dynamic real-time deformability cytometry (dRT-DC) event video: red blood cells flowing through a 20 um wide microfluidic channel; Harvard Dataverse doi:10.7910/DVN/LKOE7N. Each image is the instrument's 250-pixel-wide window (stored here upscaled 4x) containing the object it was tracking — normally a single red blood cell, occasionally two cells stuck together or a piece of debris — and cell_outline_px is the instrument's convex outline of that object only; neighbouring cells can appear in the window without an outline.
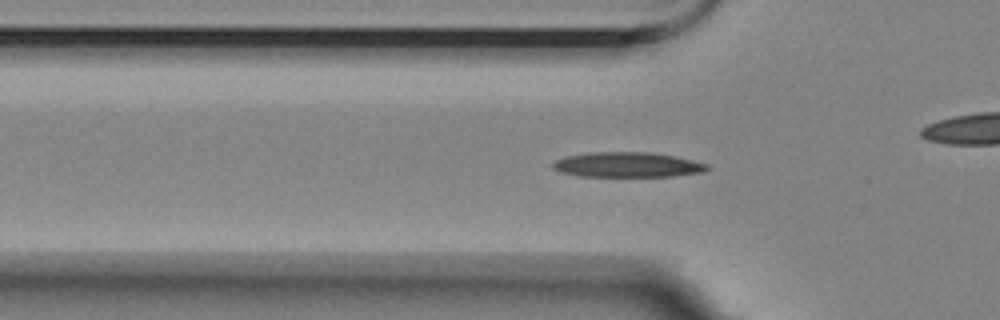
{"species": "Egyptian fruit bat (a non-hibernating species)", "species_latin": "Rousettus aegyptiacus", "temperature_condition": "room temperature", "stored_images_in_passage": 50, "camera_frame_rate_fps": 3000, "um_per_image_px": 0.085, "animal": {"sex": "female"}, "frame": {"image": 1, "passage_image": 17, "time_ms": 5.333, "image_size_px": [1000, 320], "cell_outline_px": [[712, 168], [704, 172], [672, 176], [580, 176], [560, 172], [552, 168], [552, 164], [556, 160], [568, 156], [588, 152], [652, 152], [692, 160], [708, 164]], "centroid_in_image_um": [53.35, 14.0], "position_along_channel_um": 72.5, "area_um2": 22.48}}
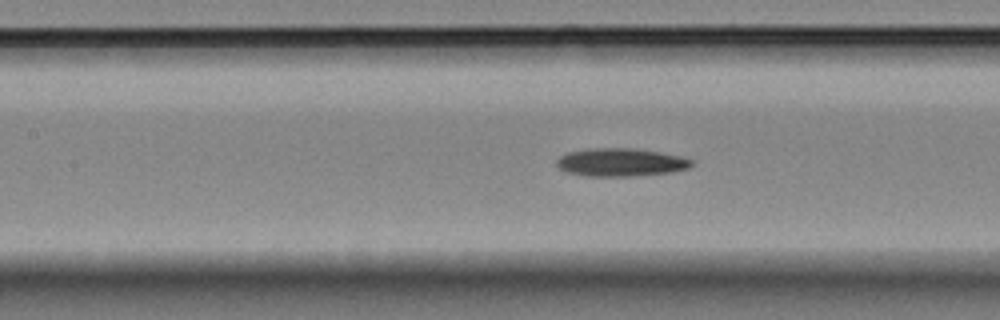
{"frame": {"image": 2, "passage_image": 24, "time_ms": 7.667, "image_size_px": [1000, 320], "cell_outline_px": [[696, 164], [688, 168], [672, 172], [632, 176], [584, 176], [564, 172], [556, 168], [556, 160], [560, 156], [568, 152], [588, 148], [636, 148], [660, 152], [680, 156], [692, 160]], "centroid_in_image_um": [52.72, 13.8], "position_along_channel_um": 154.7, "area_um2": 22.43}}
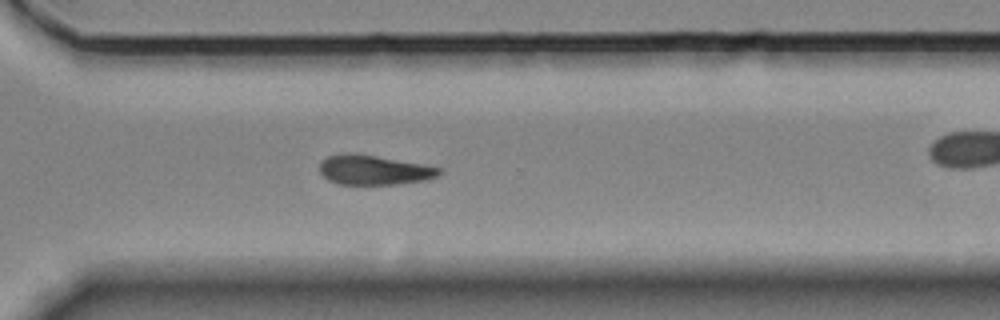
{"frame": {"image": 3, "passage_image": 40, "time_ms": 13.0, "image_size_px": [1000, 320], "cell_outline_px": [[440, 172], [436, 176], [424, 180], [396, 184], [336, 184], [328, 180], [320, 172], [320, 160], [328, 156], [376, 156], [424, 164], [440, 168]], "centroid_in_image_um": [31.79, 14.49], "position_along_channel_um": 338.8, "area_um2": 19.83}}